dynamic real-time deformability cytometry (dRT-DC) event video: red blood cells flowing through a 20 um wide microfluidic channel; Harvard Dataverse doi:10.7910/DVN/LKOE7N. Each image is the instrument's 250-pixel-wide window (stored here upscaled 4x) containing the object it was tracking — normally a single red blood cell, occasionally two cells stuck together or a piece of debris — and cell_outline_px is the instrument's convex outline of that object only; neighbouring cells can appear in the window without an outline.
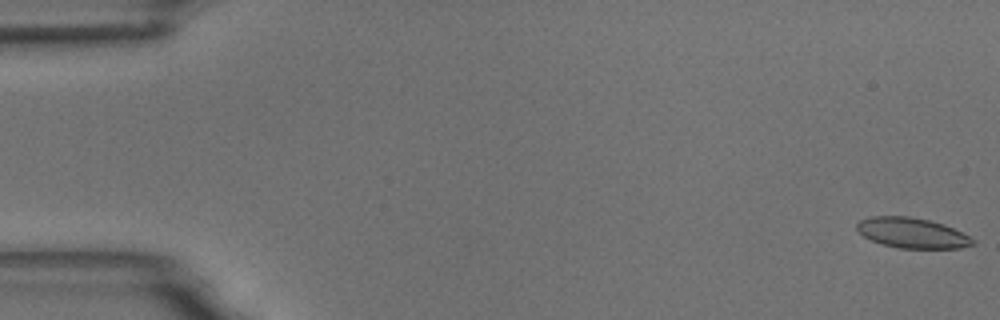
{"species": "common noctule bat (a hibernating species)", "species_latin": "Nyctalus noctula", "temperature_condition": "room temperature", "stored_images_in_passage": 6, "segment_of_instrument_passage": [1, 2], "camera_frame_rate_fps": 3000, "um_per_image_px": 0.085, "animal": {"sex": "male", "body_mass_g": 18.8}, "frame": {"image": 1, "passage_image": 1, "time_ms": 0.0, "image_size_px": [1000, 320], "cell_outline_px": [[976, 244], [960, 248], [896, 248], [872, 240], [864, 236], [856, 228], [856, 224], [860, 220], [868, 216], [908, 216], [928, 220], [944, 224], [976, 240]], "centroid_in_image_um": [77.53, 19.8], "position_along_channel_um": 7.5, "area_um2": 20.35}}
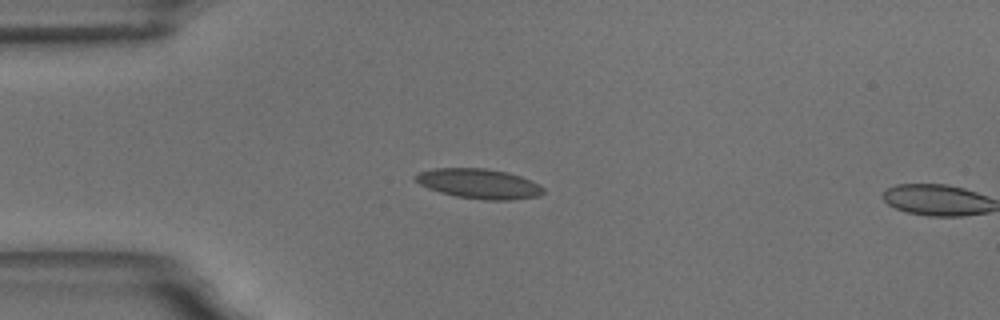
{"frame": {"image": 2, "passage_image": 5, "time_ms": 4.667, "image_size_px": [1000, 320], "cell_outline_px": [[544, 192], [540, 196], [508, 200], [484, 200], [456, 196], [440, 192], [428, 188], [420, 184], [412, 176], [420, 172], [432, 168], [484, 168], [508, 172], [532, 180], [540, 184], [544, 188]], "centroid_in_image_um": [40.74, 15.61], "position_along_channel_um": 44.3, "area_um2": 22.37}}